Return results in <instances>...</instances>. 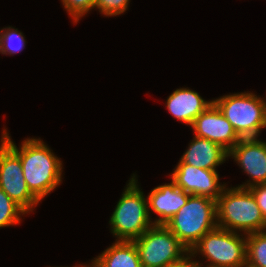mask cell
<instances>
[{
    "instance_id": "3",
    "label": "cell",
    "mask_w": 266,
    "mask_h": 267,
    "mask_svg": "<svg viewBox=\"0 0 266 267\" xmlns=\"http://www.w3.org/2000/svg\"><path fill=\"white\" fill-rule=\"evenodd\" d=\"M131 177L109 220L116 240L133 241L154 225L136 175Z\"/></svg>"
},
{
    "instance_id": "6",
    "label": "cell",
    "mask_w": 266,
    "mask_h": 267,
    "mask_svg": "<svg viewBox=\"0 0 266 267\" xmlns=\"http://www.w3.org/2000/svg\"><path fill=\"white\" fill-rule=\"evenodd\" d=\"M242 238H241V237ZM192 257L200 253L211 267H244L246 264V234L220 227L207 232L189 251Z\"/></svg>"
},
{
    "instance_id": "14",
    "label": "cell",
    "mask_w": 266,
    "mask_h": 267,
    "mask_svg": "<svg viewBox=\"0 0 266 267\" xmlns=\"http://www.w3.org/2000/svg\"><path fill=\"white\" fill-rule=\"evenodd\" d=\"M228 152L220 145L194 136L188 149L181 156L179 163H186L197 168L216 170L228 158Z\"/></svg>"
},
{
    "instance_id": "2",
    "label": "cell",
    "mask_w": 266,
    "mask_h": 267,
    "mask_svg": "<svg viewBox=\"0 0 266 267\" xmlns=\"http://www.w3.org/2000/svg\"><path fill=\"white\" fill-rule=\"evenodd\" d=\"M217 226L250 234L266 230V220L249 188H224L216 201Z\"/></svg>"
},
{
    "instance_id": "16",
    "label": "cell",
    "mask_w": 266,
    "mask_h": 267,
    "mask_svg": "<svg viewBox=\"0 0 266 267\" xmlns=\"http://www.w3.org/2000/svg\"><path fill=\"white\" fill-rule=\"evenodd\" d=\"M246 264L266 267V230L246 235Z\"/></svg>"
},
{
    "instance_id": "11",
    "label": "cell",
    "mask_w": 266,
    "mask_h": 267,
    "mask_svg": "<svg viewBox=\"0 0 266 267\" xmlns=\"http://www.w3.org/2000/svg\"><path fill=\"white\" fill-rule=\"evenodd\" d=\"M191 128L196 137L213 141L227 152L241 139L214 103L195 118Z\"/></svg>"
},
{
    "instance_id": "21",
    "label": "cell",
    "mask_w": 266,
    "mask_h": 267,
    "mask_svg": "<svg viewBox=\"0 0 266 267\" xmlns=\"http://www.w3.org/2000/svg\"><path fill=\"white\" fill-rule=\"evenodd\" d=\"M266 220V184H259L249 188Z\"/></svg>"
},
{
    "instance_id": "9",
    "label": "cell",
    "mask_w": 266,
    "mask_h": 267,
    "mask_svg": "<svg viewBox=\"0 0 266 267\" xmlns=\"http://www.w3.org/2000/svg\"><path fill=\"white\" fill-rule=\"evenodd\" d=\"M170 178L186 193L215 201L226 187L225 183L221 185L219 182V174L216 170L197 168L186 163H178Z\"/></svg>"
},
{
    "instance_id": "1",
    "label": "cell",
    "mask_w": 266,
    "mask_h": 267,
    "mask_svg": "<svg viewBox=\"0 0 266 267\" xmlns=\"http://www.w3.org/2000/svg\"><path fill=\"white\" fill-rule=\"evenodd\" d=\"M1 139L20 157L27 186L39 201L62 183V161L40 138H27L18 148L3 129Z\"/></svg>"
},
{
    "instance_id": "5",
    "label": "cell",
    "mask_w": 266,
    "mask_h": 267,
    "mask_svg": "<svg viewBox=\"0 0 266 267\" xmlns=\"http://www.w3.org/2000/svg\"><path fill=\"white\" fill-rule=\"evenodd\" d=\"M213 103L240 138H258L261 130L266 128V104L254 93L229 94L213 100Z\"/></svg>"
},
{
    "instance_id": "17",
    "label": "cell",
    "mask_w": 266,
    "mask_h": 267,
    "mask_svg": "<svg viewBox=\"0 0 266 267\" xmlns=\"http://www.w3.org/2000/svg\"><path fill=\"white\" fill-rule=\"evenodd\" d=\"M24 214L28 213L0 188V228L20 223Z\"/></svg>"
},
{
    "instance_id": "7",
    "label": "cell",
    "mask_w": 266,
    "mask_h": 267,
    "mask_svg": "<svg viewBox=\"0 0 266 267\" xmlns=\"http://www.w3.org/2000/svg\"><path fill=\"white\" fill-rule=\"evenodd\" d=\"M133 241L142 267H169L189 254L186 247L165 225H152Z\"/></svg>"
},
{
    "instance_id": "13",
    "label": "cell",
    "mask_w": 266,
    "mask_h": 267,
    "mask_svg": "<svg viewBox=\"0 0 266 267\" xmlns=\"http://www.w3.org/2000/svg\"><path fill=\"white\" fill-rule=\"evenodd\" d=\"M212 103L213 100L206 101L194 90L179 88L167 98L166 107L176 119L191 126Z\"/></svg>"
},
{
    "instance_id": "24",
    "label": "cell",
    "mask_w": 266,
    "mask_h": 267,
    "mask_svg": "<svg viewBox=\"0 0 266 267\" xmlns=\"http://www.w3.org/2000/svg\"><path fill=\"white\" fill-rule=\"evenodd\" d=\"M197 263L199 264V267H202L201 264L199 261H197ZM206 267H211V266H206Z\"/></svg>"
},
{
    "instance_id": "19",
    "label": "cell",
    "mask_w": 266,
    "mask_h": 267,
    "mask_svg": "<svg viewBox=\"0 0 266 267\" xmlns=\"http://www.w3.org/2000/svg\"><path fill=\"white\" fill-rule=\"evenodd\" d=\"M96 0H61L64 8L72 17L73 22L77 23L79 18L86 15L90 10L95 8Z\"/></svg>"
},
{
    "instance_id": "4",
    "label": "cell",
    "mask_w": 266,
    "mask_h": 267,
    "mask_svg": "<svg viewBox=\"0 0 266 267\" xmlns=\"http://www.w3.org/2000/svg\"><path fill=\"white\" fill-rule=\"evenodd\" d=\"M165 226L190 251L207 232L217 227L216 201L190 195L187 203Z\"/></svg>"
},
{
    "instance_id": "15",
    "label": "cell",
    "mask_w": 266,
    "mask_h": 267,
    "mask_svg": "<svg viewBox=\"0 0 266 267\" xmlns=\"http://www.w3.org/2000/svg\"><path fill=\"white\" fill-rule=\"evenodd\" d=\"M115 241L92 260L96 267H142L134 241Z\"/></svg>"
},
{
    "instance_id": "8",
    "label": "cell",
    "mask_w": 266,
    "mask_h": 267,
    "mask_svg": "<svg viewBox=\"0 0 266 267\" xmlns=\"http://www.w3.org/2000/svg\"><path fill=\"white\" fill-rule=\"evenodd\" d=\"M0 140V188L30 213L40 201L27 186L20 157L2 139Z\"/></svg>"
},
{
    "instance_id": "23",
    "label": "cell",
    "mask_w": 266,
    "mask_h": 267,
    "mask_svg": "<svg viewBox=\"0 0 266 267\" xmlns=\"http://www.w3.org/2000/svg\"><path fill=\"white\" fill-rule=\"evenodd\" d=\"M91 262H92V264H90L89 266L88 265H79V266H74V267H96L94 262L93 261H91Z\"/></svg>"
},
{
    "instance_id": "20",
    "label": "cell",
    "mask_w": 266,
    "mask_h": 267,
    "mask_svg": "<svg viewBox=\"0 0 266 267\" xmlns=\"http://www.w3.org/2000/svg\"><path fill=\"white\" fill-rule=\"evenodd\" d=\"M130 0H96L95 9H99L104 16H117L128 9Z\"/></svg>"
},
{
    "instance_id": "18",
    "label": "cell",
    "mask_w": 266,
    "mask_h": 267,
    "mask_svg": "<svg viewBox=\"0 0 266 267\" xmlns=\"http://www.w3.org/2000/svg\"><path fill=\"white\" fill-rule=\"evenodd\" d=\"M25 37L22 32L11 26L0 30V53L16 54L25 47Z\"/></svg>"
},
{
    "instance_id": "12",
    "label": "cell",
    "mask_w": 266,
    "mask_h": 267,
    "mask_svg": "<svg viewBox=\"0 0 266 267\" xmlns=\"http://www.w3.org/2000/svg\"><path fill=\"white\" fill-rule=\"evenodd\" d=\"M190 194L176 186L171 180L151 190L147 197L148 211L150 209L158 214L159 218L154 220V225H165L170 219L187 203Z\"/></svg>"
},
{
    "instance_id": "10",
    "label": "cell",
    "mask_w": 266,
    "mask_h": 267,
    "mask_svg": "<svg viewBox=\"0 0 266 267\" xmlns=\"http://www.w3.org/2000/svg\"><path fill=\"white\" fill-rule=\"evenodd\" d=\"M228 156L232 157L252 180H247V183L238 187L250 188L266 184V142L257 138H241L228 152Z\"/></svg>"
},
{
    "instance_id": "25",
    "label": "cell",
    "mask_w": 266,
    "mask_h": 267,
    "mask_svg": "<svg viewBox=\"0 0 266 267\" xmlns=\"http://www.w3.org/2000/svg\"><path fill=\"white\" fill-rule=\"evenodd\" d=\"M244 267H253V266H250V265H248V264H245V266Z\"/></svg>"
},
{
    "instance_id": "22",
    "label": "cell",
    "mask_w": 266,
    "mask_h": 267,
    "mask_svg": "<svg viewBox=\"0 0 266 267\" xmlns=\"http://www.w3.org/2000/svg\"><path fill=\"white\" fill-rule=\"evenodd\" d=\"M169 267H199V264L197 263V261H193L192 255L189 253L181 261Z\"/></svg>"
}]
</instances>
